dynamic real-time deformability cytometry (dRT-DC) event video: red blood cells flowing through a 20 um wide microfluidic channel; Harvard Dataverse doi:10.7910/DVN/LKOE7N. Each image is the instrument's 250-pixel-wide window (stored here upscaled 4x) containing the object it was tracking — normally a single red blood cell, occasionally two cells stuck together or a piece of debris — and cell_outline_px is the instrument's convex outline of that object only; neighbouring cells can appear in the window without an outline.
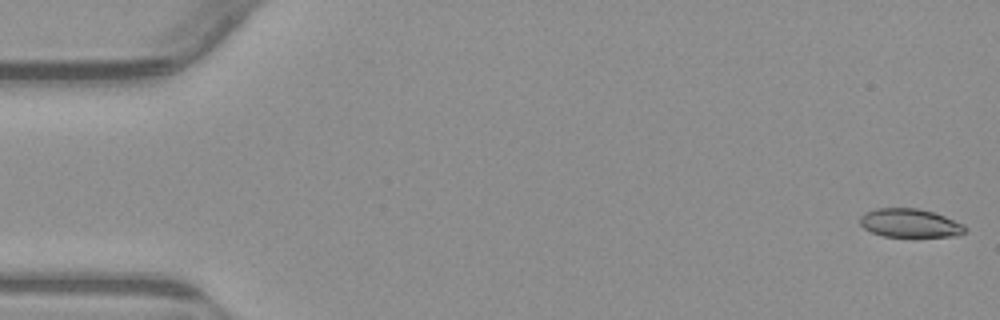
{"species": "common noctule bat (a hibernating species)", "species_latin": "Nyctalus noctula", "temperature_condition": "warm", "stored_images_in_passage": 54, "camera_frame_rate_fps": 3000, "um_per_image_px": 0.085, "animal": {"sex": "male", "body_mass_g": 23.1, "forearm_length_mm": 52.7}, "frame": {"image": 1, "passage_image": 1, "time_ms": 0.0, "image_size_px": [1000, 320], "cell_outline_px": [[968, 228], [964, 232], [956, 236], [884, 236], [872, 232], [864, 228], [860, 224], [860, 216], [864, 212], [876, 208], [916, 208], [932, 212], [944, 216], [964, 224]], "centroid_in_image_um": [77.33, 18.95], "position_along_channel_um": 7.7, "area_um2": 17.4}}
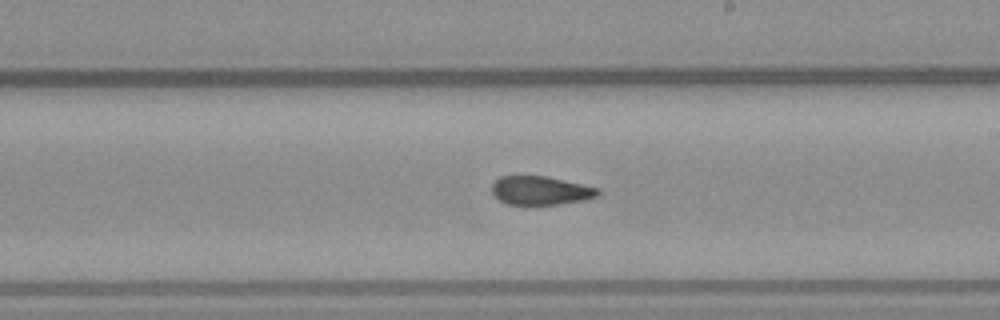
{"frame": {"image": 2, "passage_image": 31, "time_ms": 10.0, "image_size_px": [1000, 320], "cell_outline_px": [[600, 192], [596, 196], [580, 200], [560, 204], [508, 204], [500, 200], [492, 192], [492, 184], [500, 176], [544, 176], [600, 188]], "centroid_in_image_um": [45.93, 16.19], "position_along_channel_um": 243.1, "area_um2": 17.34}}
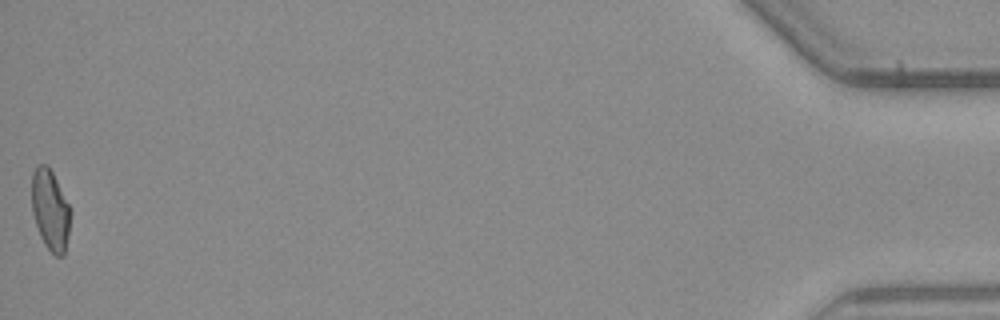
{"frame": {"image": 3, "passage_image": 54, "time_ms": 17.667, "image_size_px": [1000, 320], "cell_outline_px": [[72, 212], [68, 236], [64, 256], [56, 256], [44, 244], [40, 236], [32, 212], [32, 172], [36, 164], [48, 164]], "centroid_in_image_um": [4.27, 17.84], "position_along_channel_um": 430.9, "area_um2": 18.26}, "authors_computed_cell_mechanics": {"area_um2": 18.6405, "velocity_mm_per_s": 3.8395, "shape_relaxation_time_tau1_ms": null, "shape_relaxation_time_tau2_ms": 2.5783, "deformation_change_tau1": null, "deformation_change_tau2": 0.089}}